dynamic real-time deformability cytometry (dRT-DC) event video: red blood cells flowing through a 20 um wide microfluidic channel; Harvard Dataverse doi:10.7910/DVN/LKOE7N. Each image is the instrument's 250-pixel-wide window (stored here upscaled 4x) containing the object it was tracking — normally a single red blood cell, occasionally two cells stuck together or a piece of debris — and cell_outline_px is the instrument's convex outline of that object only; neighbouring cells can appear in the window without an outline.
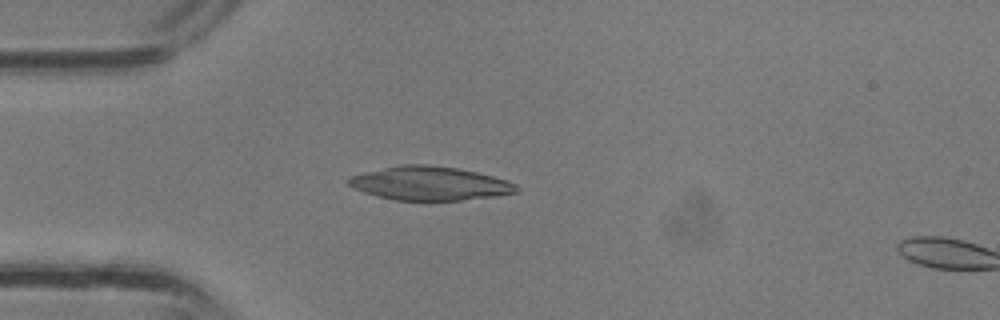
{"species": "common noctule bat (a hibernating species)", "species_latin": "Nyctalus noctula", "temperature_condition": "room temperature", "stored_images_in_passage": 4, "camera_frame_rate_fps": 3000, "um_per_image_px": 0.085, "animal": {"sex": "male", "body_mass_g": 13.3}, "frame": {"image": 1, "passage_image": 2, "time_ms": 0.333, "image_size_px": [1000, 320], "cell_outline_px": [[520, 192], [496, 196], [460, 200], [396, 200], [376, 196], [364, 192], [348, 184], [344, 180], [348, 176], [364, 172], [400, 164], [428, 164], [456, 168], [476, 172], [492, 176], [516, 184], [520, 188]], "centroid_in_image_um": [36.51, 15.58], "position_along_channel_um": 48.5, "area_um2": 33.06}}